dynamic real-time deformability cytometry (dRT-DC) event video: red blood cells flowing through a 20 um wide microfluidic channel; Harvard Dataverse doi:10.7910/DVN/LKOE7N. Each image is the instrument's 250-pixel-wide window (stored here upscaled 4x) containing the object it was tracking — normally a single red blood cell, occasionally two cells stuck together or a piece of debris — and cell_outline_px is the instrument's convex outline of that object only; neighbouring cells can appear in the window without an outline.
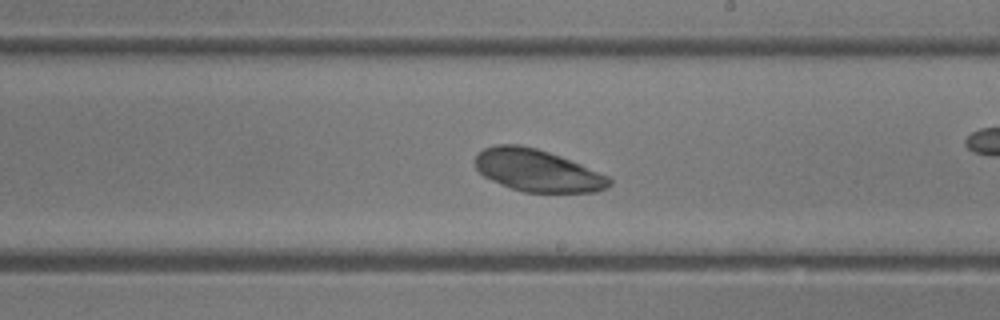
{"species": "common noctule bat (a hibernating species)", "species_latin": "Nyctalus noctula", "temperature_condition": "room temperature", "stored_images_in_passage": 38, "camera_frame_rate_fps": 3000, "um_per_image_px": 0.085, "animal": {"sex": "female"}, "frame": {"image": 1, "passage_image": 22, "time_ms": 7.0, "image_size_px": [1000, 320], "cell_outline_px": [[612, 184], [608, 188], [596, 192], [524, 192], [512, 188], [492, 180], [484, 176], [476, 168], [476, 156], [484, 148], [496, 144], [520, 144], [536, 148], [560, 156], [580, 164], [608, 176], [612, 180]], "centroid_in_image_um": [45.7, 14.49], "position_along_channel_um": 243.3, "area_um2": 32.71}}